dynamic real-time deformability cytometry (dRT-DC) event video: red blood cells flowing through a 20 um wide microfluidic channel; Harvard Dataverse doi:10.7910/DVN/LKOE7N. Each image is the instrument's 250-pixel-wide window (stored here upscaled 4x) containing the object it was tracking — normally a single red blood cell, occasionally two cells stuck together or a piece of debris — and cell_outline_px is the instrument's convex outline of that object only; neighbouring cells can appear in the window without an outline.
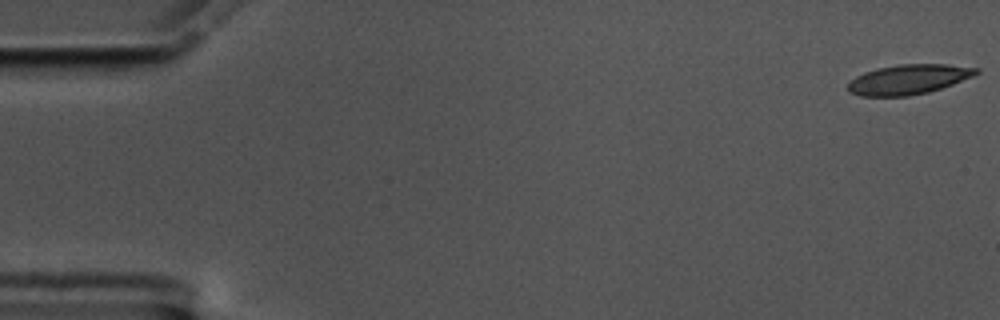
{"species": "common noctule bat (a hibernating species)", "species_latin": "Nyctalus noctula", "temperature_condition": "cold", "stored_images_in_passage": 15, "camera_frame_rate_fps": 3000, "um_per_image_px": 0.085, "animal": {"sex": "male", "body_mass_g": 17.5, "forearm_length_mm": 52.3}, "frame": {"image": 1, "passage_image": 1, "time_ms": 0.0, "image_size_px": [1000, 320], "cell_outline_px": [[980, 72], [972, 76], [952, 84], [928, 92], [908, 96], [860, 96], [848, 92], [848, 84], [856, 76], [864, 72], [896, 64], [944, 64], [980, 68]], "centroid_in_image_um": [77.21, 6.75], "position_along_channel_um": 7.8, "area_um2": 22.14}}